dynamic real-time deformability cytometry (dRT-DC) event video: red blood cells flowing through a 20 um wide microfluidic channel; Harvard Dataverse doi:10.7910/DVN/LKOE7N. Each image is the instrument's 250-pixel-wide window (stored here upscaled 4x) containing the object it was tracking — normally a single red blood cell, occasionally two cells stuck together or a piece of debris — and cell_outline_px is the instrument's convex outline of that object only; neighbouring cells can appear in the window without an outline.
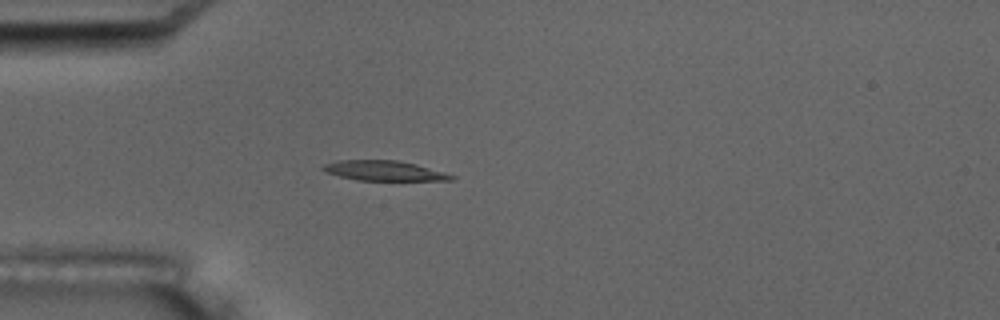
{"species": "common noctule bat (a hibernating species)", "species_latin": "Nyctalus noctula", "temperature_condition": "room temperature", "stored_images_in_passage": 4, "camera_frame_rate_fps": 3000, "um_per_image_px": 0.085, "animal": {"sex": "male", "body_mass_g": 17.5, "forearm_length_mm": 52.3}, "frame": {"image": 1, "passage_image": 4, "time_ms": 3.667, "image_size_px": [1000, 320], "cell_outline_px": [[456, 176], [452, 180], [356, 180], [340, 176], [328, 172], [320, 168], [324, 164], [336, 160], [396, 160], [416, 164], [444, 172]], "centroid_in_image_um": [32.64, 14.5], "position_along_channel_um": 52.4, "area_um2": 14.8}}